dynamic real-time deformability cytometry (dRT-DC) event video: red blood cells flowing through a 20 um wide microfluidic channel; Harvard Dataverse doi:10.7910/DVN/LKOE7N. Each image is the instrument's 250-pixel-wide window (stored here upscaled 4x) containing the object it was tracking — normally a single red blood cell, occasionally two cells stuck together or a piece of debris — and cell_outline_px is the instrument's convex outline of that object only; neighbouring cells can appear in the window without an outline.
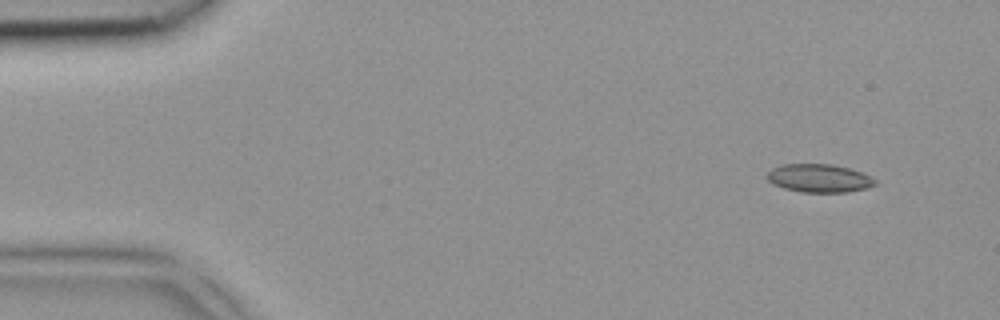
{"species": "common noctule bat (a hibernating species)", "species_latin": "Nyctalus noctula", "temperature_condition": "room temperature", "stored_images_in_passage": 3, "camera_frame_rate_fps": 3000, "um_per_image_px": 0.085, "animal": {"sex": "female", "body_mass_g": 18.4}, "frame": {"image": 1, "passage_image": 1, "time_ms": 0.0, "image_size_px": [1000, 320], "cell_outline_px": [[876, 184], [868, 188], [848, 192], [800, 192], [784, 188], [768, 180], [764, 176], [772, 168], [780, 164], [832, 164], [848, 168], [872, 176], [876, 180]], "centroid_in_image_um": [69.63, 15.14], "position_along_channel_um": 15.4, "area_um2": 17.86}}